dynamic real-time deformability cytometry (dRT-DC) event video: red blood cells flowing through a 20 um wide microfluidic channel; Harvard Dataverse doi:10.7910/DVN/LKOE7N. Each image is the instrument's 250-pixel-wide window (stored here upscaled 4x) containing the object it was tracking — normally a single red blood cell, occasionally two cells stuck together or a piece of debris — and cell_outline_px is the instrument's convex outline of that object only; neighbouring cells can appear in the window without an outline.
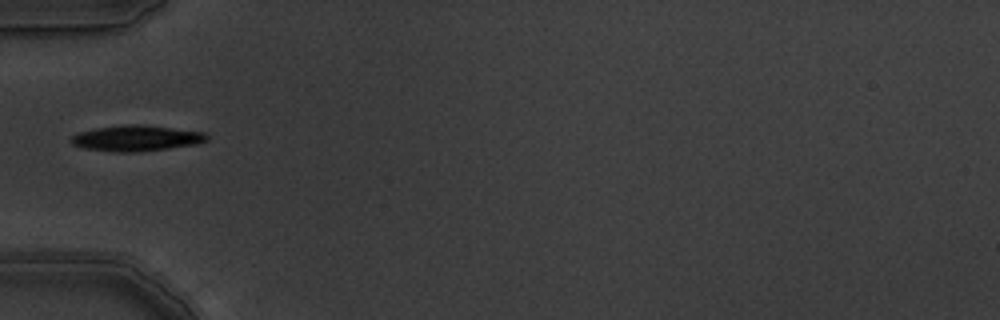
{"species": "common noctule bat (a hibernating species)", "species_latin": "Nyctalus noctula", "temperature_condition": "warm", "stored_images_in_passage": 10, "camera_frame_rate_fps": 3000, "um_per_image_px": 0.085, "animal": {"sex": "male", "body_mass_g": 19.5, "forearm_length_mm": 54.6}, "frame": {"image": 1, "passage_image": 1, "time_ms": 0.0, "image_size_px": [1000, 320], "cell_outline_px": [[208, 140], [196, 144], [136, 152], [116, 152], [84, 148], [72, 144], [68, 140], [76, 132], [96, 128], [128, 124], [136, 124], [204, 132], [208, 136]], "centroid_in_image_um": [11.52, 11.75], "position_along_channel_um": 73.5, "area_um2": 20.17}}
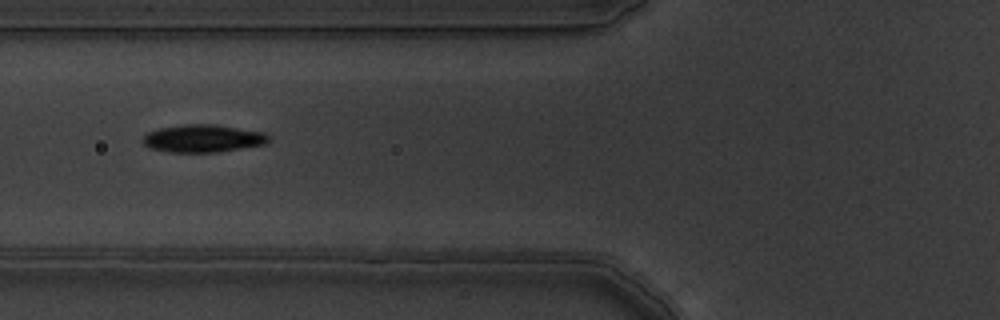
{"frame": {"image": 2, "passage_image": 2, "time_ms": 0.333, "image_size_px": [1000, 320], "cell_outline_px": [[272, 140], [268, 144], [216, 152], [168, 152], [148, 148], [144, 144], [144, 136], [148, 132], [160, 128], [184, 124], [212, 124], [264, 132], [272, 136]], "centroid_in_image_um": [17.31, 11.77], "position_along_channel_um": 108.5, "area_um2": 20.4}}
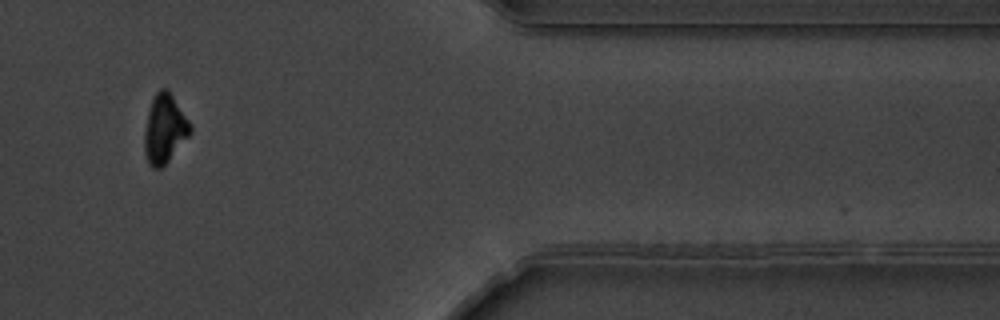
{"frame": {"image": 3, "passage_image": 9, "time_ms": 2.667, "image_size_px": [1000, 320], "cell_outline_px": [[192, 132], [168, 160], [160, 168], [152, 168], [148, 164], [144, 152], [144, 132], [148, 112], [152, 100], [156, 92], [160, 88], [168, 88], [192, 124]], "centroid_in_image_um": [13.99, 10.93], "position_along_channel_um": 397.4, "area_um2": 18.44}}